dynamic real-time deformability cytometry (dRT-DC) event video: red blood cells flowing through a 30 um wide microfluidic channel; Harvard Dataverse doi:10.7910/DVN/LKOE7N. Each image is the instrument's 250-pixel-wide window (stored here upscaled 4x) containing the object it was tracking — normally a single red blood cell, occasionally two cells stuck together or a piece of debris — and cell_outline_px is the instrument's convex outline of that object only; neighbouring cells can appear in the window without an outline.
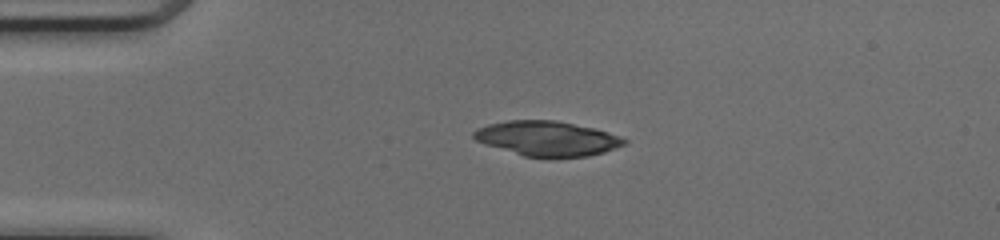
{"species": "common noctule bat (a hibernating species)", "species_latin": "Nyctalus noctula", "temperature_condition": "cold", "stored_images_in_passage": 38, "camera_frame_rate_fps": 3000, "um_per_image_px": 0.085, "animal": {"sex": "female", "body_mass_g": 17.0, "forearm_length_mm": 48.0}, "frame": {"image": 1, "passage_image": 1, "time_ms": 0.0, "image_size_px": [1000, 240], "cell_outline_px": [[628, 144], [604, 152], [588, 156], [524, 156], [484, 144], [476, 140], [472, 136], [472, 132], [476, 128], [488, 124], [508, 120], [556, 120], [596, 128], [620, 136], [628, 140]], "centroid_in_image_um": [46.52, 11.75], "position_along_channel_um": 38.5, "area_um2": 30.52}}